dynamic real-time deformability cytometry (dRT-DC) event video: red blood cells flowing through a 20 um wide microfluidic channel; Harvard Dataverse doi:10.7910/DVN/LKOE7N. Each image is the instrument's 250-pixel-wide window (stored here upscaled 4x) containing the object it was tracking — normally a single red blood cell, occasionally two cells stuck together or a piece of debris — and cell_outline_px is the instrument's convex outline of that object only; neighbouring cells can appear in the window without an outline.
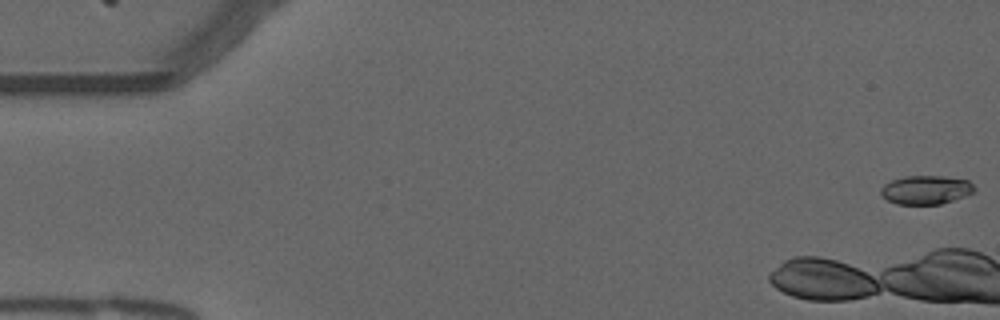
{"species": "common noctule bat (a hibernating species)", "species_latin": "Nyctalus noctula", "temperature_condition": "warm", "stored_images_in_passage": 7, "camera_frame_rate_fps": 3000, "um_per_image_px": 0.085, "animal": {"sex": "male", "forearm_length_mm": 52.5}, "frame": {"image": 1, "passage_image": 1, "time_ms": 0.0, "image_size_px": [1000, 320], "cell_outline_px": [[976, 188], [972, 192], [964, 196], [940, 204], [896, 204], [880, 196], [880, 188], [884, 184], [892, 180], [904, 176], [944, 176], [968, 180]], "centroid_in_image_um": [78.66, 16.13], "position_along_channel_um": 6.3, "area_um2": 15.66}}